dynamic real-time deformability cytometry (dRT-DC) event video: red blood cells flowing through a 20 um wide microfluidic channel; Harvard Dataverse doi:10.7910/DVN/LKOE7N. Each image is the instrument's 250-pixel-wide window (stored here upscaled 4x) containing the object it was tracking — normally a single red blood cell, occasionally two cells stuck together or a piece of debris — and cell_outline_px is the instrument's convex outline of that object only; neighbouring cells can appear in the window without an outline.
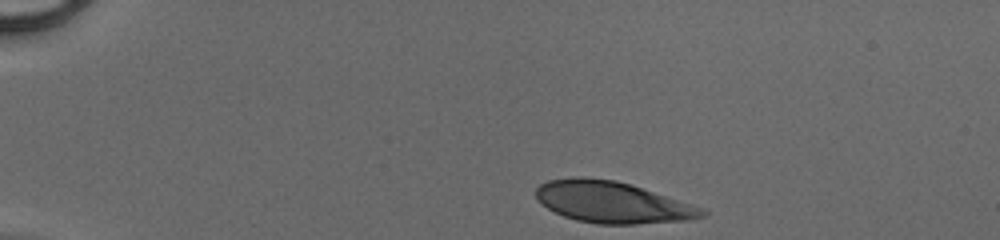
{"species": "human", "species_latin": "Homo sapiens", "temperature_condition": "cold", "stored_images_in_passage": 33, "camera_frame_rate_fps": 3000, "um_per_image_px": 0.085, "donor": {"sex": "male"}, "frame": {"image": 1, "passage_image": 1, "time_ms": 0.0, "image_size_px": [1000, 240], "cell_outline_px": [[708, 216], [688, 220], [636, 224], [596, 224], [576, 220], [564, 216], [548, 208], [536, 196], [536, 188], [540, 184], [548, 180], [576, 176], [580, 176], [616, 180], [704, 208], [708, 212]], "centroid_in_image_um": [52.06, 17.19], "position_along_channel_um": 32.9, "area_um2": 39.94}}
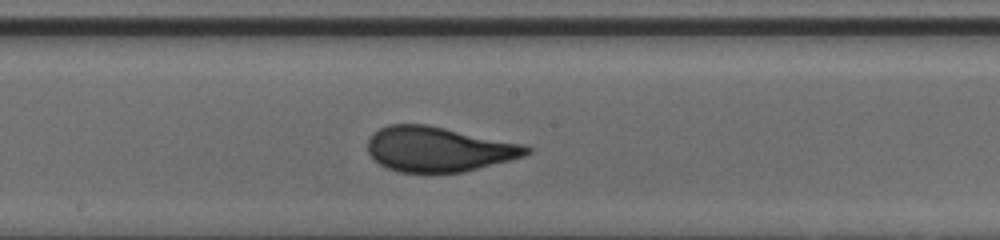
{"frame": {"image": 2, "passage_image": 19, "time_ms": 6.0, "image_size_px": [1000, 240], "cell_outline_px": [[532, 152], [524, 156], [464, 172], [400, 172], [388, 168], [380, 164], [368, 152], [368, 140], [372, 132], [388, 124], [428, 124], [528, 144], [532, 148]], "centroid_in_image_um": [37.33, 12.66], "position_along_channel_um": 210.9, "area_um2": 41.96}}
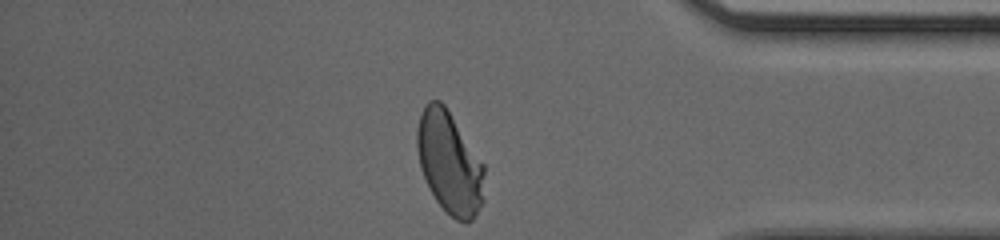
{"frame": {"image": 3, "passage_image": 33, "time_ms": 10.667, "image_size_px": [1000, 240], "cell_outline_px": [[484, 200], [472, 220], [468, 224], [456, 220], [436, 200], [420, 168], [416, 148], [416, 132], [420, 116], [424, 104], [428, 100], [440, 100], [444, 104], [484, 164]], "centroid_in_image_um": [38.21, 13.82], "position_along_channel_um": 397.0, "area_um2": 40.0}}